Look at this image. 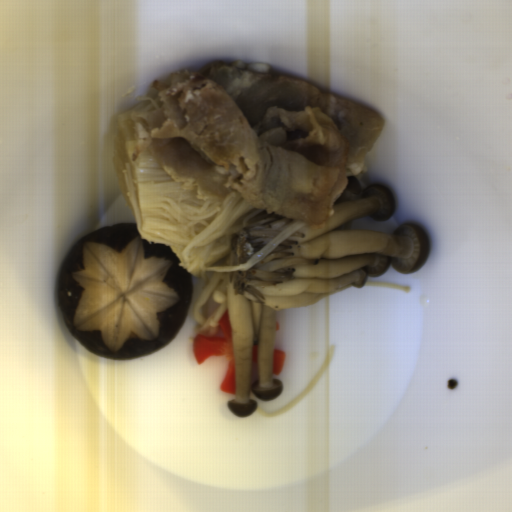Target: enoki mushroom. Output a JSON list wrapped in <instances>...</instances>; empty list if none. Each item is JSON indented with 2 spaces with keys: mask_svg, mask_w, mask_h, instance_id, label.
Wrapping results in <instances>:
<instances>
[{
  "mask_svg": "<svg viewBox=\"0 0 512 512\" xmlns=\"http://www.w3.org/2000/svg\"><path fill=\"white\" fill-rule=\"evenodd\" d=\"M230 66L239 68V69H245L248 71H255V72H264L269 73L270 66L269 64L264 63H242V62H232Z\"/></svg>",
  "mask_w": 512,
  "mask_h": 512,
  "instance_id": "6df1b440",
  "label": "enoki mushroom"
},
{
  "mask_svg": "<svg viewBox=\"0 0 512 512\" xmlns=\"http://www.w3.org/2000/svg\"><path fill=\"white\" fill-rule=\"evenodd\" d=\"M145 92L137 104L119 113L116 119L114 168L118 186L133 209L141 238L167 244L178 256L179 265L201 278L202 294L193 307L197 322L194 334L224 336L219 322L227 310V283L223 272L247 271L262 257L299 229L296 222L257 249L244 263L226 265L231 249L230 236L265 210L249 204L242 194L224 203L217 198H199L197 185L175 182L162 163L147 149L150 142L145 126L134 122L136 110L149 104L163 109Z\"/></svg>",
  "mask_w": 512,
  "mask_h": 512,
  "instance_id": "cea9216a",
  "label": "enoki mushroom"
}]
</instances>
